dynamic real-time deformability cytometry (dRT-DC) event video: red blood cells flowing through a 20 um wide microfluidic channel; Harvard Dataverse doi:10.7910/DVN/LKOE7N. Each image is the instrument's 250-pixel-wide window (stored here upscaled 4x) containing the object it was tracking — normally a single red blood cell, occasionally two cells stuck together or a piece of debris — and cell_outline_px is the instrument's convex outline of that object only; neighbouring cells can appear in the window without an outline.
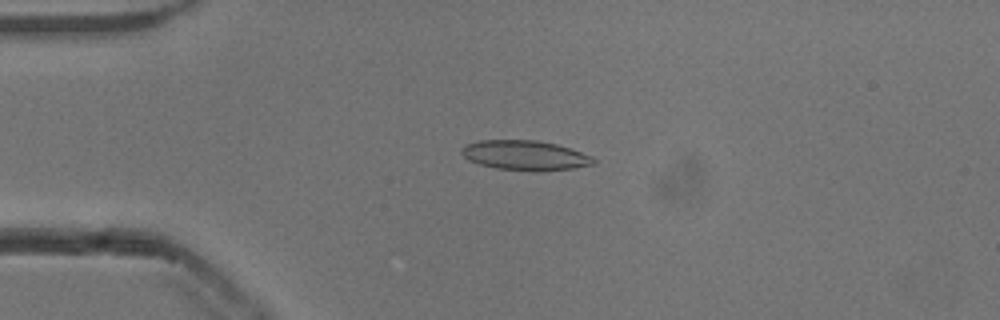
{"species": "common noctule bat (a hibernating species)", "species_latin": "Nyctalus noctula", "temperature_condition": "cold", "stored_images_in_passage": 53, "camera_frame_rate_fps": 3000, "um_per_image_px": 0.085, "animal": {"sex": "male", "body_mass_g": 13.3}, "frame": {"image": 1, "passage_image": 13, "time_ms": 4.0, "image_size_px": [1000, 320], "cell_outline_px": [[596, 164], [572, 168], [540, 172], [532, 172], [496, 168], [480, 164], [468, 160], [460, 152], [460, 148], [464, 144], [480, 140], [536, 140], [556, 144], [572, 148], [592, 156], [596, 160]], "centroid_in_image_um": [44.64, 13.21], "position_along_channel_um": 40.4, "area_um2": 23.29}}
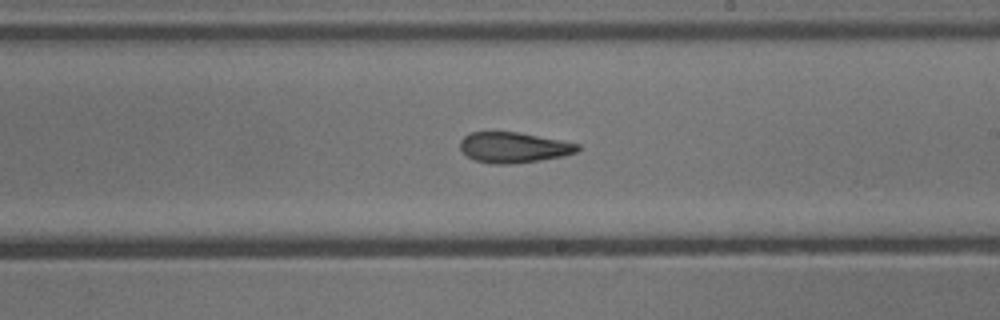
{"frame": {"image": 2, "passage_image": 31, "time_ms": 10.0, "image_size_px": [1000, 320], "cell_outline_px": [[580, 148], [576, 152], [564, 156], [540, 160], [512, 164], [492, 164], [476, 160], [468, 156], [460, 148], [460, 140], [468, 132], [516, 132], [560, 140], [580, 144]], "centroid_in_image_um": [43.65, 12.53], "position_along_channel_um": 245.3, "area_um2": 20.81}}
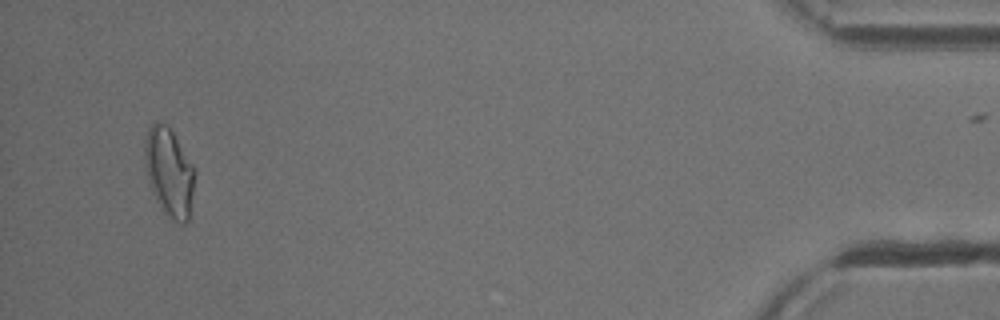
{"frame": {"image": 3, "passage_image": 51, "time_ms": 16.667, "image_size_px": [1000, 320], "cell_outline_px": [[196, 172], [188, 220], [184, 224], [180, 224], [172, 220], [152, 192], [144, 164], [144, 144], [148, 128], [156, 120], [160, 120], [172, 132], [196, 168]], "centroid_in_image_um": [14.38, 14.59], "position_along_channel_um": 420.8, "area_um2": 25.61}, "authors_computed_cell_mechanics": {"area_um2": 22.0796, "velocity_mm_per_s": 3.8657, "shape_relaxation_time_tau1_ms": 10.5104, "shape_relaxation_time_tau2_ms": 2.7892, "deformation_change_tau1": 0.1999, "deformation_change_tau2": 0.1069}}